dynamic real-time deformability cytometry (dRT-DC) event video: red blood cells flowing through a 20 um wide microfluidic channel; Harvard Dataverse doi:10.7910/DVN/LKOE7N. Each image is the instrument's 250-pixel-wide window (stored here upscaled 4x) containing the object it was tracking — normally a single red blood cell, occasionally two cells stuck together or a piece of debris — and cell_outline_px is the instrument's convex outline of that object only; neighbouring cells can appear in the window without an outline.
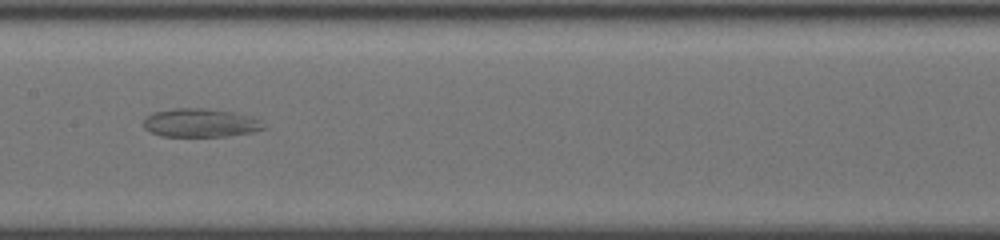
{"species": "common noctule bat (a hibernating species)", "species_latin": "Nyctalus noctula", "temperature_condition": "cold", "stored_images_in_passage": 16, "camera_frame_rate_fps": 3000, "um_per_image_px": 0.085, "animal": {"sex": "female", "body_mass_g": 19.5, "forearm_length_mm": 54.1}, "frame": {"image": 1, "passage_image": 12, "time_ms": 3.667, "image_size_px": [1000, 240], "cell_outline_px": [[264, 128], [248, 132], [224, 136], [164, 136], [152, 132], [144, 128], [144, 120], [148, 116], [156, 112], [172, 108], [204, 108], [236, 112], [256, 120]], "centroid_in_image_um": [16.95, 10.43], "position_along_channel_um": 190.5, "area_um2": 19.31}}
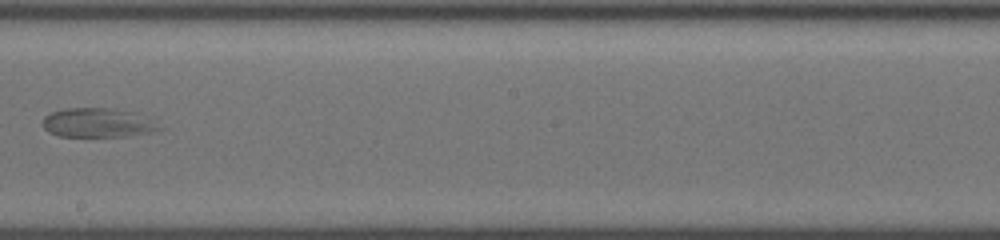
{"frame": {"image": 2, "passage_image": 14, "time_ms": 4.333, "image_size_px": [1000, 240], "cell_outline_px": [[164, 128], [148, 132], [128, 136], [60, 136], [44, 128], [44, 116], [52, 112], [64, 108], [116, 108], [136, 112]], "centroid_in_image_um": [8.32, 10.42], "position_along_channel_um": 239.9, "area_um2": 19.59}}
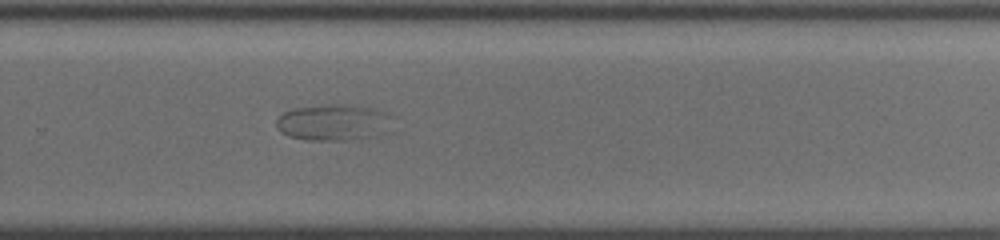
{"frame": {"image": 3, "passage_image": 16, "time_ms": 5.0, "image_size_px": [1000, 240], "cell_outline_px": [[380, 112], [344, 140], [316, 140], [288, 136], [276, 124], [276, 120], [284, 112], [292, 108], [332, 104], [368, 104], [376, 108]], "centroid_in_image_um": [27.69, 10.28], "position_along_channel_um": 302.1, "area_um2": 20.23}}